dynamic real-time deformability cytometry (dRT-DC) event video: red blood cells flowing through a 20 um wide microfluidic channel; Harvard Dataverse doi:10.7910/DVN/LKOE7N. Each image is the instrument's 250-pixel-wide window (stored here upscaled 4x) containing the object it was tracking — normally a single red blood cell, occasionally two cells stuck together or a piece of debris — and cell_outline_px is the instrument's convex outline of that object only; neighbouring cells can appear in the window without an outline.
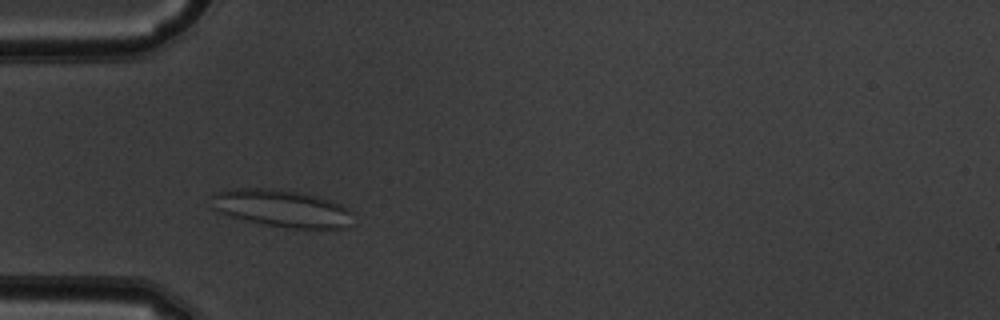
{"species": "common noctule bat (a hibernating species)", "species_latin": "Nyctalus noctula", "temperature_condition": "warm", "stored_images_in_passage": 43, "camera_frame_rate_fps": 3000, "um_per_image_px": 0.085, "animal": {"sex": "male", "body_mass_g": 19.5, "forearm_length_mm": 54.6}, "frame": {"image": 1, "passage_image": 8, "time_ms": 2.333, "image_size_px": [1000, 320], "cell_outline_px": [[352, 212], [348, 228], [288, 228], [244, 220], [220, 212], [212, 208], [212, 196], [216, 192], [232, 188], [268, 188], [300, 192], [316, 196], [340, 204], [348, 208]], "centroid_in_image_um": [23.93, 17.7], "position_along_channel_um": 61.1, "area_um2": 30.52}}
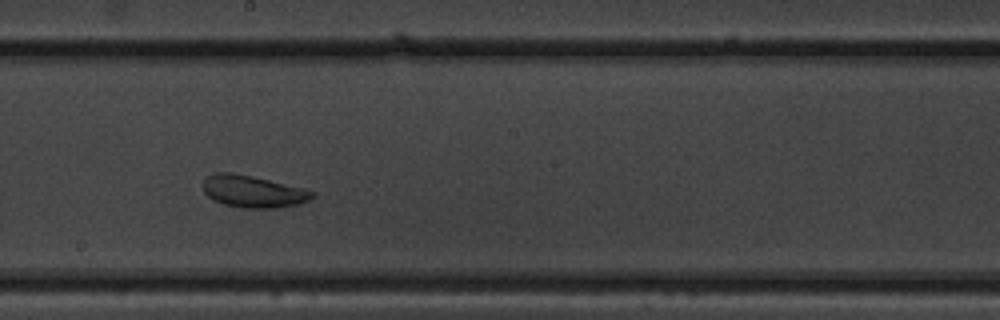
{"frame": {"image": 2, "passage_image": 21, "time_ms": 6.667, "image_size_px": [1000, 320], "cell_outline_px": [[316, 196], [308, 200], [296, 204], [276, 208], [244, 208], [224, 204], [212, 200], [204, 192], [204, 176], [216, 172], [232, 172], [252, 176], [316, 192]], "centroid_in_image_um": [21.46, 16.27], "position_along_channel_um": 226.7, "area_um2": 20.23}}
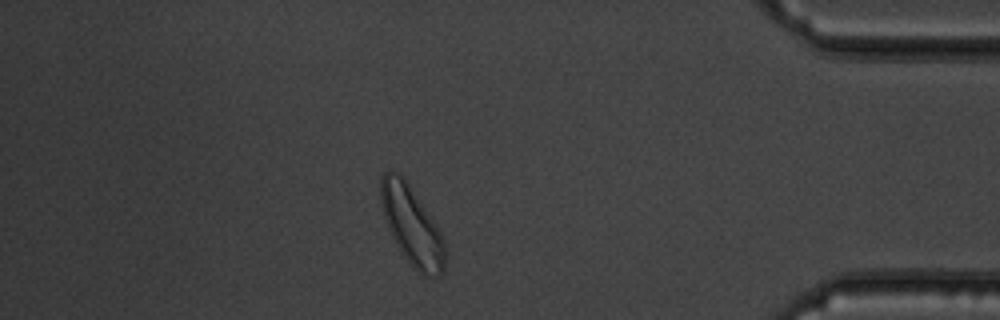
{"frame": {"image": 3, "passage_image": 37, "time_ms": 12.0, "image_size_px": [1000, 320], "cell_outline_px": [[444, 272], [440, 276], [424, 276], [412, 268], [396, 244], [392, 236], [384, 216], [380, 204], [380, 176], [388, 168], [392, 168], [408, 184], [432, 216], [444, 240]], "centroid_in_image_um": [34.99, 19.17], "position_along_channel_um": 400.2, "area_um2": 29.48}, "authors_computed_cell_mechanics": {"area_um2": 24.5072, "velocity_mm_per_s": 3.9032, "shape_relaxation_time_tau1_ms": 3.4762, "shape_relaxation_time_tau2_ms": 2.1938, "deformation_change_tau1": 0.0692, "deformation_change_tau2": 0.0747}}